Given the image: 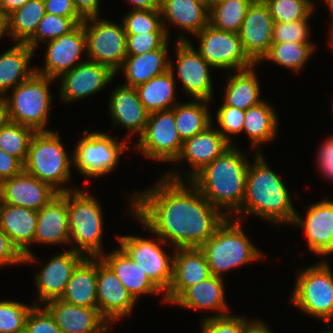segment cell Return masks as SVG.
I'll return each mask as SVG.
<instances>
[{"label":"cell","mask_w":333,"mask_h":333,"mask_svg":"<svg viewBox=\"0 0 333 333\" xmlns=\"http://www.w3.org/2000/svg\"><path fill=\"white\" fill-rule=\"evenodd\" d=\"M273 25L268 6L263 0H254L238 34L244 52L255 64H259L270 50Z\"/></svg>","instance_id":"cell-20"},{"label":"cell","mask_w":333,"mask_h":333,"mask_svg":"<svg viewBox=\"0 0 333 333\" xmlns=\"http://www.w3.org/2000/svg\"><path fill=\"white\" fill-rule=\"evenodd\" d=\"M135 146L147 159L175 162L181 153L183 141L176 129L173 109L150 113Z\"/></svg>","instance_id":"cell-11"},{"label":"cell","mask_w":333,"mask_h":333,"mask_svg":"<svg viewBox=\"0 0 333 333\" xmlns=\"http://www.w3.org/2000/svg\"><path fill=\"white\" fill-rule=\"evenodd\" d=\"M2 203L35 211L48 204L59 192L50 184L22 171L0 183Z\"/></svg>","instance_id":"cell-22"},{"label":"cell","mask_w":333,"mask_h":333,"mask_svg":"<svg viewBox=\"0 0 333 333\" xmlns=\"http://www.w3.org/2000/svg\"><path fill=\"white\" fill-rule=\"evenodd\" d=\"M241 220L240 217H227L215 233L199 247L205 255L211 275L222 277L231 269L262 260L263 253L245 234Z\"/></svg>","instance_id":"cell-4"},{"label":"cell","mask_w":333,"mask_h":333,"mask_svg":"<svg viewBox=\"0 0 333 333\" xmlns=\"http://www.w3.org/2000/svg\"><path fill=\"white\" fill-rule=\"evenodd\" d=\"M208 103L210 104V101L194 100L187 103H177L172 108L176 129L183 142L204 131L212 124Z\"/></svg>","instance_id":"cell-37"},{"label":"cell","mask_w":333,"mask_h":333,"mask_svg":"<svg viewBox=\"0 0 333 333\" xmlns=\"http://www.w3.org/2000/svg\"><path fill=\"white\" fill-rule=\"evenodd\" d=\"M87 59L107 66L117 75L127 56V34L119 25L99 17L83 21Z\"/></svg>","instance_id":"cell-10"},{"label":"cell","mask_w":333,"mask_h":333,"mask_svg":"<svg viewBox=\"0 0 333 333\" xmlns=\"http://www.w3.org/2000/svg\"><path fill=\"white\" fill-rule=\"evenodd\" d=\"M327 260L322 259L316 265L298 271L290 302L311 317L325 320L330 329L333 320V273Z\"/></svg>","instance_id":"cell-7"},{"label":"cell","mask_w":333,"mask_h":333,"mask_svg":"<svg viewBox=\"0 0 333 333\" xmlns=\"http://www.w3.org/2000/svg\"><path fill=\"white\" fill-rule=\"evenodd\" d=\"M274 22H294L310 19L314 11L312 0H263Z\"/></svg>","instance_id":"cell-43"},{"label":"cell","mask_w":333,"mask_h":333,"mask_svg":"<svg viewBox=\"0 0 333 333\" xmlns=\"http://www.w3.org/2000/svg\"><path fill=\"white\" fill-rule=\"evenodd\" d=\"M115 76L107 66L85 59L59 77L61 85L58 94L65 103L82 100L101 92Z\"/></svg>","instance_id":"cell-18"},{"label":"cell","mask_w":333,"mask_h":333,"mask_svg":"<svg viewBox=\"0 0 333 333\" xmlns=\"http://www.w3.org/2000/svg\"><path fill=\"white\" fill-rule=\"evenodd\" d=\"M100 258L113 270L136 302L140 295L154 294H163L161 300L166 302L164 293L149 279L139 263L133 262L121 247Z\"/></svg>","instance_id":"cell-28"},{"label":"cell","mask_w":333,"mask_h":333,"mask_svg":"<svg viewBox=\"0 0 333 333\" xmlns=\"http://www.w3.org/2000/svg\"><path fill=\"white\" fill-rule=\"evenodd\" d=\"M89 191L75 189L66 192L70 247L77 253L89 258L104 255L102 247L103 212L98 200Z\"/></svg>","instance_id":"cell-6"},{"label":"cell","mask_w":333,"mask_h":333,"mask_svg":"<svg viewBox=\"0 0 333 333\" xmlns=\"http://www.w3.org/2000/svg\"><path fill=\"white\" fill-rule=\"evenodd\" d=\"M232 145L223 137V135L211 124L204 131L194 135L183 142L182 150L175 162L186 160L193 171L184 177L178 172L169 171L165 177L172 180L189 181L203 167L211 163L214 159L222 155ZM183 177V178H182Z\"/></svg>","instance_id":"cell-16"},{"label":"cell","mask_w":333,"mask_h":333,"mask_svg":"<svg viewBox=\"0 0 333 333\" xmlns=\"http://www.w3.org/2000/svg\"><path fill=\"white\" fill-rule=\"evenodd\" d=\"M318 168L324 177L333 180V136L328 137L323 144H321L320 151L317 156Z\"/></svg>","instance_id":"cell-52"},{"label":"cell","mask_w":333,"mask_h":333,"mask_svg":"<svg viewBox=\"0 0 333 333\" xmlns=\"http://www.w3.org/2000/svg\"><path fill=\"white\" fill-rule=\"evenodd\" d=\"M245 110L222 105L216 114V120L221 129H217L223 137L232 145L231 136L243 132ZM231 134V135H230ZM230 136V137H229Z\"/></svg>","instance_id":"cell-48"},{"label":"cell","mask_w":333,"mask_h":333,"mask_svg":"<svg viewBox=\"0 0 333 333\" xmlns=\"http://www.w3.org/2000/svg\"><path fill=\"white\" fill-rule=\"evenodd\" d=\"M224 278L211 275L201 282L186 288L172 304L190 310L217 311L214 317H223L228 314L229 307L225 300Z\"/></svg>","instance_id":"cell-29"},{"label":"cell","mask_w":333,"mask_h":333,"mask_svg":"<svg viewBox=\"0 0 333 333\" xmlns=\"http://www.w3.org/2000/svg\"><path fill=\"white\" fill-rule=\"evenodd\" d=\"M37 219L38 211L6 203L0 205V228L24 255V264L37 262L29 248L34 243Z\"/></svg>","instance_id":"cell-25"},{"label":"cell","mask_w":333,"mask_h":333,"mask_svg":"<svg viewBox=\"0 0 333 333\" xmlns=\"http://www.w3.org/2000/svg\"><path fill=\"white\" fill-rule=\"evenodd\" d=\"M331 29H330V37H329V43H330V45L332 46V48H333V26L332 27H330Z\"/></svg>","instance_id":"cell-63"},{"label":"cell","mask_w":333,"mask_h":333,"mask_svg":"<svg viewBox=\"0 0 333 333\" xmlns=\"http://www.w3.org/2000/svg\"><path fill=\"white\" fill-rule=\"evenodd\" d=\"M195 37L199 38L197 51L214 69L238 71L255 64L244 52L238 33L208 24Z\"/></svg>","instance_id":"cell-13"},{"label":"cell","mask_w":333,"mask_h":333,"mask_svg":"<svg viewBox=\"0 0 333 333\" xmlns=\"http://www.w3.org/2000/svg\"><path fill=\"white\" fill-rule=\"evenodd\" d=\"M109 113L113 125H120L128 130V136L132 133L139 136L143 133L149 113L141 103L135 87L118 85L112 92L109 100Z\"/></svg>","instance_id":"cell-26"},{"label":"cell","mask_w":333,"mask_h":333,"mask_svg":"<svg viewBox=\"0 0 333 333\" xmlns=\"http://www.w3.org/2000/svg\"><path fill=\"white\" fill-rule=\"evenodd\" d=\"M83 52L86 53V35L82 22L67 34L48 41L44 67L36 68V73L59 79L62 74L85 61H80Z\"/></svg>","instance_id":"cell-19"},{"label":"cell","mask_w":333,"mask_h":333,"mask_svg":"<svg viewBox=\"0 0 333 333\" xmlns=\"http://www.w3.org/2000/svg\"><path fill=\"white\" fill-rule=\"evenodd\" d=\"M177 55V74L183 90L194 100L213 99V83L210 68L212 67L193 47L189 39L181 34L175 41Z\"/></svg>","instance_id":"cell-14"},{"label":"cell","mask_w":333,"mask_h":333,"mask_svg":"<svg viewBox=\"0 0 333 333\" xmlns=\"http://www.w3.org/2000/svg\"><path fill=\"white\" fill-rule=\"evenodd\" d=\"M171 63L170 61L169 70L135 87L141 103L149 114L172 109L177 104L175 68Z\"/></svg>","instance_id":"cell-34"},{"label":"cell","mask_w":333,"mask_h":333,"mask_svg":"<svg viewBox=\"0 0 333 333\" xmlns=\"http://www.w3.org/2000/svg\"><path fill=\"white\" fill-rule=\"evenodd\" d=\"M294 224L304 230L312 253L324 257L333 254V200L326 198L310 205L305 218L296 212Z\"/></svg>","instance_id":"cell-21"},{"label":"cell","mask_w":333,"mask_h":333,"mask_svg":"<svg viewBox=\"0 0 333 333\" xmlns=\"http://www.w3.org/2000/svg\"><path fill=\"white\" fill-rule=\"evenodd\" d=\"M198 2H201L203 4H205L208 8H210L212 1L211 0H196Z\"/></svg>","instance_id":"cell-62"},{"label":"cell","mask_w":333,"mask_h":333,"mask_svg":"<svg viewBox=\"0 0 333 333\" xmlns=\"http://www.w3.org/2000/svg\"><path fill=\"white\" fill-rule=\"evenodd\" d=\"M46 13L69 17L82 18L75 8L73 0H44Z\"/></svg>","instance_id":"cell-53"},{"label":"cell","mask_w":333,"mask_h":333,"mask_svg":"<svg viewBox=\"0 0 333 333\" xmlns=\"http://www.w3.org/2000/svg\"><path fill=\"white\" fill-rule=\"evenodd\" d=\"M85 258L72 249H65L49 258V262L34 275L38 300H34L33 303L45 304L47 301L61 298L74 270Z\"/></svg>","instance_id":"cell-17"},{"label":"cell","mask_w":333,"mask_h":333,"mask_svg":"<svg viewBox=\"0 0 333 333\" xmlns=\"http://www.w3.org/2000/svg\"><path fill=\"white\" fill-rule=\"evenodd\" d=\"M247 160L245 153L232 144L189 181L211 205L224 212L226 217H232L243 204L250 164Z\"/></svg>","instance_id":"cell-2"},{"label":"cell","mask_w":333,"mask_h":333,"mask_svg":"<svg viewBox=\"0 0 333 333\" xmlns=\"http://www.w3.org/2000/svg\"><path fill=\"white\" fill-rule=\"evenodd\" d=\"M43 306L63 333H109L111 325L98 308L76 306L60 298L47 301Z\"/></svg>","instance_id":"cell-23"},{"label":"cell","mask_w":333,"mask_h":333,"mask_svg":"<svg viewBox=\"0 0 333 333\" xmlns=\"http://www.w3.org/2000/svg\"><path fill=\"white\" fill-rule=\"evenodd\" d=\"M23 333H63L43 306L35 305L28 314Z\"/></svg>","instance_id":"cell-50"},{"label":"cell","mask_w":333,"mask_h":333,"mask_svg":"<svg viewBox=\"0 0 333 333\" xmlns=\"http://www.w3.org/2000/svg\"><path fill=\"white\" fill-rule=\"evenodd\" d=\"M154 239L137 236H117L120 247L133 262L139 263L149 279L165 294L173 279V258L161 248L167 246L158 235Z\"/></svg>","instance_id":"cell-12"},{"label":"cell","mask_w":333,"mask_h":333,"mask_svg":"<svg viewBox=\"0 0 333 333\" xmlns=\"http://www.w3.org/2000/svg\"><path fill=\"white\" fill-rule=\"evenodd\" d=\"M24 263V255L11 242L8 235L0 228V267Z\"/></svg>","instance_id":"cell-51"},{"label":"cell","mask_w":333,"mask_h":333,"mask_svg":"<svg viewBox=\"0 0 333 333\" xmlns=\"http://www.w3.org/2000/svg\"><path fill=\"white\" fill-rule=\"evenodd\" d=\"M70 167H73V155L68 156L58 132L34 133L29 144L24 171L63 193L77 189L63 187L71 177Z\"/></svg>","instance_id":"cell-5"},{"label":"cell","mask_w":333,"mask_h":333,"mask_svg":"<svg viewBox=\"0 0 333 333\" xmlns=\"http://www.w3.org/2000/svg\"><path fill=\"white\" fill-rule=\"evenodd\" d=\"M309 19L294 22H274L272 30V42H310Z\"/></svg>","instance_id":"cell-46"},{"label":"cell","mask_w":333,"mask_h":333,"mask_svg":"<svg viewBox=\"0 0 333 333\" xmlns=\"http://www.w3.org/2000/svg\"><path fill=\"white\" fill-rule=\"evenodd\" d=\"M24 170V164L14 156L0 149V183Z\"/></svg>","instance_id":"cell-54"},{"label":"cell","mask_w":333,"mask_h":333,"mask_svg":"<svg viewBox=\"0 0 333 333\" xmlns=\"http://www.w3.org/2000/svg\"><path fill=\"white\" fill-rule=\"evenodd\" d=\"M321 333H333V330L330 329L329 331H322Z\"/></svg>","instance_id":"cell-64"},{"label":"cell","mask_w":333,"mask_h":333,"mask_svg":"<svg viewBox=\"0 0 333 333\" xmlns=\"http://www.w3.org/2000/svg\"><path fill=\"white\" fill-rule=\"evenodd\" d=\"M83 136L73 151V165L80 174L96 178L112 172L120 161L121 153L127 148L126 141L119 142L106 132H89Z\"/></svg>","instance_id":"cell-9"},{"label":"cell","mask_w":333,"mask_h":333,"mask_svg":"<svg viewBox=\"0 0 333 333\" xmlns=\"http://www.w3.org/2000/svg\"><path fill=\"white\" fill-rule=\"evenodd\" d=\"M34 133L30 127L10 122L0 129V149L24 164Z\"/></svg>","instance_id":"cell-42"},{"label":"cell","mask_w":333,"mask_h":333,"mask_svg":"<svg viewBox=\"0 0 333 333\" xmlns=\"http://www.w3.org/2000/svg\"><path fill=\"white\" fill-rule=\"evenodd\" d=\"M255 66L256 64L247 69L238 70L235 75H230L226 79L223 105L246 111L264 100L260 98V84L256 76Z\"/></svg>","instance_id":"cell-36"},{"label":"cell","mask_w":333,"mask_h":333,"mask_svg":"<svg viewBox=\"0 0 333 333\" xmlns=\"http://www.w3.org/2000/svg\"><path fill=\"white\" fill-rule=\"evenodd\" d=\"M244 333H273L269 326L262 320L253 319V322L245 329Z\"/></svg>","instance_id":"cell-58"},{"label":"cell","mask_w":333,"mask_h":333,"mask_svg":"<svg viewBox=\"0 0 333 333\" xmlns=\"http://www.w3.org/2000/svg\"><path fill=\"white\" fill-rule=\"evenodd\" d=\"M160 10L163 26L168 36L167 20L169 24H174L192 35L198 34L209 24V8L196 0H161Z\"/></svg>","instance_id":"cell-30"},{"label":"cell","mask_w":333,"mask_h":333,"mask_svg":"<svg viewBox=\"0 0 333 333\" xmlns=\"http://www.w3.org/2000/svg\"><path fill=\"white\" fill-rule=\"evenodd\" d=\"M1 203H2V199H1V192H0V205H1Z\"/></svg>","instance_id":"cell-65"},{"label":"cell","mask_w":333,"mask_h":333,"mask_svg":"<svg viewBox=\"0 0 333 333\" xmlns=\"http://www.w3.org/2000/svg\"><path fill=\"white\" fill-rule=\"evenodd\" d=\"M169 39L166 32L127 34V55H141L160 48Z\"/></svg>","instance_id":"cell-49"},{"label":"cell","mask_w":333,"mask_h":333,"mask_svg":"<svg viewBox=\"0 0 333 333\" xmlns=\"http://www.w3.org/2000/svg\"><path fill=\"white\" fill-rule=\"evenodd\" d=\"M167 40L160 48L141 55H127L120 71L125 77V86L137 87L170 69L167 59Z\"/></svg>","instance_id":"cell-31"},{"label":"cell","mask_w":333,"mask_h":333,"mask_svg":"<svg viewBox=\"0 0 333 333\" xmlns=\"http://www.w3.org/2000/svg\"><path fill=\"white\" fill-rule=\"evenodd\" d=\"M96 291L98 310L111 326L130 315L137 303L101 258H97Z\"/></svg>","instance_id":"cell-15"},{"label":"cell","mask_w":333,"mask_h":333,"mask_svg":"<svg viewBox=\"0 0 333 333\" xmlns=\"http://www.w3.org/2000/svg\"><path fill=\"white\" fill-rule=\"evenodd\" d=\"M77 13L85 20L99 17L100 0H73Z\"/></svg>","instance_id":"cell-55"},{"label":"cell","mask_w":333,"mask_h":333,"mask_svg":"<svg viewBox=\"0 0 333 333\" xmlns=\"http://www.w3.org/2000/svg\"><path fill=\"white\" fill-rule=\"evenodd\" d=\"M68 244L70 232L66 192L59 193L48 204L38 210L34 244Z\"/></svg>","instance_id":"cell-27"},{"label":"cell","mask_w":333,"mask_h":333,"mask_svg":"<svg viewBox=\"0 0 333 333\" xmlns=\"http://www.w3.org/2000/svg\"><path fill=\"white\" fill-rule=\"evenodd\" d=\"M11 122L8 103L4 96H0V129Z\"/></svg>","instance_id":"cell-57"},{"label":"cell","mask_w":333,"mask_h":333,"mask_svg":"<svg viewBox=\"0 0 333 333\" xmlns=\"http://www.w3.org/2000/svg\"><path fill=\"white\" fill-rule=\"evenodd\" d=\"M31 306L16 301H0V333H23Z\"/></svg>","instance_id":"cell-45"},{"label":"cell","mask_w":333,"mask_h":333,"mask_svg":"<svg viewBox=\"0 0 333 333\" xmlns=\"http://www.w3.org/2000/svg\"><path fill=\"white\" fill-rule=\"evenodd\" d=\"M45 13L44 0L27 1L6 17L7 35L15 42L26 43L35 34Z\"/></svg>","instance_id":"cell-38"},{"label":"cell","mask_w":333,"mask_h":333,"mask_svg":"<svg viewBox=\"0 0 333 333\" xmlns=\"http://www.w3.org/2000/svg\"><path fill=\"white\" fill-rule=\"evenodd\" d=\"M134 8L131 9H160L161 0H129Z\"/></svg>","instance_id":"cell-59"},{"label":"cell","mask_w":333,"mask_h":333,"mask_svg":"<svg viewBox=\"0 0 333 333\" xmlns=\"http://www.w3.org/2000/svg\"><path fill=\"white\" fill-rule=\"evenodd\" d=\"M315 44L311 42L272 43L269 52L262 60L271 61L279 66L299 72L314 52Z\"/></svg>","instance_id":"cell-40"},{"label":"cell","mask_w":333,"mask_h":333,"mask_svg":"<svg viewBox=\"0 0 333 333\" xmlns=\"http://www.w3.org/2000/svg\"><path fill=\"white\" fill-rule=\"evenodd\" d=\"M3 35H7V19L0 9V39Z\"/></svg>","instance_id":"cell-60"},{"label":"cell","mask_w":333,"mask_h":333,"mask_svg":"<svg viewBox=\"0 0 333 333\" xmlns=\"http://www.w3.org/2000/svg\"><path fill=\"white\" fill-rule=\"evenodd\" d=\"M255 154L247 169L243 204L231 218L253 214L273 224L292 225L296 210L285 183L270 169L263 153Z\"/></svg>","instance_id":"cell-3"},{"label":"cell","mask_w":333,"mask_h":333,"mask_svg":"<svg viewBox=\"0 0 333 333\" xmlns=\"http://www.w3.org/2000/svg\"><path fill=\"white\" fill-rule=\"evenodd\" d=\"M56 79L34 73L29 79L11 89L10 97L5 95L13 123L32 128L35 132L51 131L45 128L53 96L49 85Z\"/></svg>","instance_id":"cell-8"},{"label":"cell","mask_w":333,"mask_h":333,"mask_svg":"<svg viewBox=\"0 0 333 333\" xmlns=\"http://www.w3.org/2000/svg\"><path fill=\"white\" fill-rule=\"evenodd\" d=\"M29 0H0V9L7 17L13 11L21 8Z\"/></svg>","instance_id":"cell-56"},{"label":"cell","mask_w":333,"mask_h":333,"mask_svg":"<svg viewBox=\"0 0 333 333\" xmlns=\"http://www.w3.org/2000/svg\"><path fill=\"white\" fill-rule=\"evenodd\" d=\"M173 252V279L164 294V299L169 304L186 288L211 276L208 262L199 248H175Z\"/></svg>","instance_id":"cell-24"},{"label":"cell","mask_w":333,"mask_h":333,"mask_svg":"<svg viewBox=\"0 0 333 333\" xmlns=\"http://www.w3.org/2000/svg\"><path fill=\"white\" fill-rule=\"evenodd\" d=\"M278 115L265 100L245 111L243 133L251 140V148L261 153L260 145L274 140L277 136Z\"/></svg>","instance_id":"cell-35"},{"label":"cell","mask_w":333,"mask_h":333,"mask_svg":"<svg viewBox=\"0 0 333 333\" xmlns=\"http://www.w3.org/2000/svg\"><path fill=\"white\" fill-rule=\"evenodd\" d=\"M324 2L326 3V5L329 7L330 9V14H332L331 16H333V0H324ZM333 21V20H332ZM333 26V24H331V27Z\"/></svg>","instance_id":"cell-61"},{"label":"cell","mask_w":333,"mask_h":333,"mask_svg":"<svg viewBox=\"0 0 333 333\" xmlns=\"http://www.w3.org/2000/svg\"><path fill=\"white\" fill-rule=\"evenodd\" d=\"M185 182L163 176L153 187L129 197V211L169 245L199 248L227 217Z\"/></svg>","instance_id":"cell-1"},{"label":"cell","mask_w":333,"mask_h":333,"mask_svg":"<svg viewBox=\"0 0 333 333\" xmlns=\"http://www.w3.org/2000/svg\"><path fill=\"white\" fill-rule=\"evenodd\" d=\"M83 21V18H69L45 13L35 34L26 44L36 52L41 41L45 43L67 34Z\"/></svg>","instance_id":"cell-41"},{"label":"cell","mask_w":333,"mask_h":333,"mask_svg":"<svg viewBox=\"0 0 333 333\" xmlns=\"http://www.w3.org/2000/svg\"><path fill=\"white\" fill-rule=\"evenodd\" d=\"M34 53L26 43L16 42L0 54V96L8 95L10 88L14 89L36 72L35 67H29Z\"/></svg>","instance_id":"cell-32"},{"label":"cell","mask_w":333,"mask_h":333,"mask_svg":"<svg viewBox=\"0 0 333 333\" xmlns=\"http://www.w3.org/2000/svg\"><path fill=\"white\" fill-rule=\"evenodd\" d=\"M126 34L166 32L160 9H132L122 20Z\"/></svg>","instance_id":"cell-44"},{"label":"cell","mask_w":333,"mask_h":333,"mask_svg":"<svg viewBox=\"0 0 333 333\" xmlns=\"http://www.w3.org/2000/svg\"><path fill=\"white\" fill-rule=\"evenodd\" d=\"M254 0H218L209 8V24L217 29L239 33Z\"/></svg>","instance_id":"cell-39"},{"label":"cell","mask_w":333,"mask_h":333,"mask_svg":"<svg viewBox=\"0 0 333 333\" xmlns=\"http://www.w3.org/2000/svg\"><path fill=\"white\" fill-rule=\"evenodd\" d=\"M97 258L86 257L74 270L61 300L76 306H97Z\"/></svg>","instance_id":"cell-33"},{"label":"cell","mask_w":333,"mask_h":333,"mask_svg":"<svg viewBox=\"0 0 333 333\" xmlns=\"http://www.w3.org/2000/svg\"><path fill=\"white\" fill-rule=\"evenodd\" d=\"M244 316L227 315L223 317L208 316L202 319L201 333H244L252 323Z\"/></svg>","instance_id":"cell-47"}]
</instances>
